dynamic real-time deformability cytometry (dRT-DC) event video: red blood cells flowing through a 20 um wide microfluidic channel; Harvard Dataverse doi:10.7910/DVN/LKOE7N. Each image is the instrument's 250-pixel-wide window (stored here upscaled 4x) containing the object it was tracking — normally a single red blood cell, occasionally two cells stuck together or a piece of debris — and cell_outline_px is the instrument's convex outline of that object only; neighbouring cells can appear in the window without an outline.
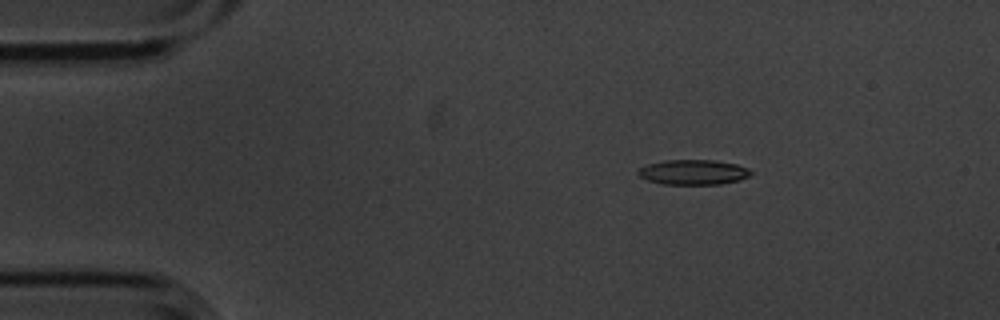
{"species": "common noctule bat (a hibernating species)", "species_latin": "Nyctalus noctula", "temperature_condition": "cold", "stored_images_in_passage": 5, "camera_frame_rate_fps": 3000, "um_per_image_px": 0.085, "animal": {"sex": "male", "body_mass_g": 20.1, "forearm_length_mm": 53.5}, "frame": {"image": 1, "passage_image": 3, "time_ms": 0.667, "image_size_px": [1000, 320], "cell_outline_px": [[752, 172], [748, 176], [740, 180], [720, 184], [664, 184], [648, 180], [640, 176], [636, 172], [640, 168], [648, 164], [664, 160], [712, 160], [736, 164], [748, 168]], "centroid_in_image_um": [58.93, 14.63], "position_along_channel_um": 26.1, "area_um2": 16.3}}